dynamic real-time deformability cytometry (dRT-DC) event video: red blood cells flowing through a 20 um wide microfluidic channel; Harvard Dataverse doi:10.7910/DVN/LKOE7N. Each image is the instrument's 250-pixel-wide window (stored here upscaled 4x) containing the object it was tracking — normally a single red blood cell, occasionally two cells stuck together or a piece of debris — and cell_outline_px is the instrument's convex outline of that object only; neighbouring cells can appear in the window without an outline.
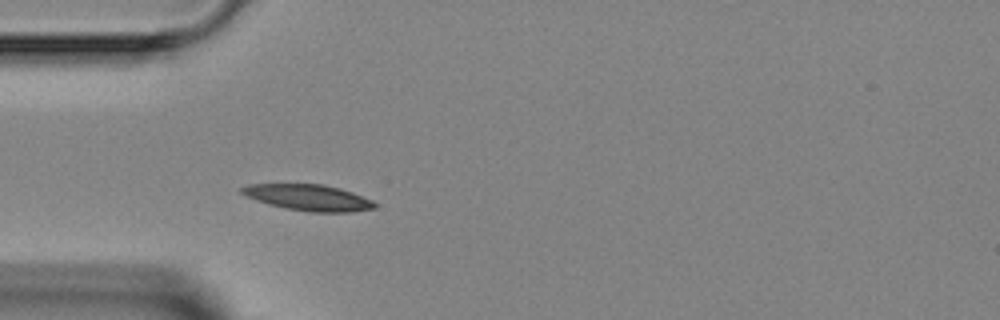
{"species": "Egyptian fruit bat (a non-hibernating species)", "species_latin": "Rousettus aegyptiacus", "temperature_condition": "room temperature", "stored_images_in_passage": 3, "camera_frame_rate_fps": 3000, "um_per_image_px": 0.085, "animal": {"sex": "female"}, "frame": {"image": 1, "passage_image": 3, "time_ms": 2.0, "image_size_px": [1000, 320], "cell_outline_px": [[376, 208], [352, 212], [308, 212], [268, 204], [256, 200], [240, 192], [240, 188], [248, 184], [324, 184], [340, 188], [352, 192], [372, 200], [376, 204]], "centroid_in_image_um": [26.24, 16.79], "position_along_channel_um": 58.8, "area_um2": 20.17}}